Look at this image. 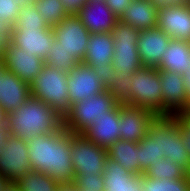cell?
<instances>
[{
  "mask_svg": "<svg viewBox=\"0 0 190 191\" xmlns=\"http://www.w3.org/2000/svg\"><path fill=\"white\" fill-rule=\"evenodd\" d=\"M108 158L118 162L123 168L131 173L142 175L139 164L138 143L117 140L108 149Z\"/></svg>",
  "mask_w": 190,
  "mask_h": 191,
  "instance_id": "obj_25",
  "label": "cell"
},
{
  "mask_svg": "<svg viewBox=\"0 0 190 191\" xmlns=\"http://www.w3.org/2000/svg\"><path fill=\"white\" fill-rule=\"evenodd\" d=\"M10 41L23 51L35 54L44 61L54 43L52 28H13Z\"/></svg>",
  "mask_w": 190,
  "mask_h": 191,
  "instance_id": "obj_16",
  "label": "cell"
},
{
  "mask_svg": "<svg viewBox=\"0 0 190 191\" xmlns=\"http://www.w3.org/2000/svg\"><path fill=\"white\" fill-rule=\"evenodd\" d=\"M143 191H190V175L182 179H154L142 174Z\"/></svg>",
  "mask_w": 190,
  "mask_h": 191,
  "instance_id": "obj_30",
  "label": "cell"
},
{
  "mask_svg": "<svg viewBox=\"0 0 190 191\" xmlns=\"http://www.w3.org/2000/svg\"><path fill=\"white\" fill-rule=\"evenodd\" d=\"M21 7L22 4L17 0H0V32L5 33L10 39Z\"/></svg>",
  "mask_w": 190,
  "mask_h": 191,
  "instance_id": "obj_32",
  "label": "cell"
},
{
  "mask_svg": "<svg viewBox=\"0 0 190 191\" xmlns=\"http://www.w3.org/2000/svg\"><path fill=\"white\" fill-rule=\"evenodd\" d=\"M111 35L114 41L111 64L116 73L131 76L137 70L143 68L137 45L140 30L118 20L111 31Z\"/></svg>",
  "mask_w": 190,
  "mask_h": 191,
  "instance_id": "obj_5",
  "label": "cell"
},
{
  "mask_svg": "<svg viewBox=\"0 0 190 191\" xmlns=\"http://www.w3.org/2000/svg\"><path fill=\"white\" fill-rule=\"evenodd\" d=\"M155 117L154 113L143 107L120 103V139L140 142L147 135L149 125Z\"/></svg>",
  "mask_w": 190,
  "mask_h": 191,
  "instance_id": "obj_14",
  "label": "cell"
},
{
  "mask_svg": "<svg viewBox=\"0 0 190 191\" xmlns=\"http://www.w3.org/2000/svg\"><path fill=\"white\" fill-rule=\"evenodd\" d=\"M52 30L54 43L45 64L68 72L84 60L90 33L76 14L68 15Z\"/></svg>",
  "mask_w": 190,
  "mask_h": 191,
  "instance_id": "obj_1",
  "label": "cell"
},
{
  "mask_svg": "<svg viewBox=\"0 0 190 191\" xmlns=\"http://www.w3.org/2000/svg\"><path fill=\"white\" fill-rule=\"evenodd\" d=\"M9 183V179L2 172H0V191L9 185Z\"/></svg>",
  "mask_w": 190,
  "mask_h": 191,
  "instance_id": "obj_45",
  "label": "cell"
},
{
  "mask_svg": "<svg viewBox=\"0 0 190 191\" xmlns=\"http://www.w3.org/2000/svg\"><path fill=\"white\" fill-rule=\"evenodd\" d=\"M11 135L7 124H0V151L5 146L8 137Z\"/></svg>",
  "mask_w": 190,
  "mask_h": 191,
  "instance_id": "obj_40",
  "label": "cell"
},
{
  "mask_svg": "<svg viewBox=\"0 0 190 191\" xmlns=\"http://www.w3.org/2000/svg\"><path fill=\"white\" fill-rule=\"evenodd\" d=\"M9 42L10 38L5 33L0 32V61H2L6 46Z\"/></svg>",
  "mask_w": 190,
  "mask_h": 191,
  "instance_id": "obj_41",
  "label": "cell"
},
{
  "mask_svg": "<svg viewBox=\"0 0 190 191\" xmlns=\"http://www.w3.org/2000/svg\"><path fill=\"white\" fill-rule=\"evenodd\" d=\"M145 176L154 179H182L187 173L172 159L162 158L156 164H152L143 173Z\"/></svg>",
  "mask_w": 190,
  "mask_h": 191,
  "instance_id": "obj_31",
  "label": "cell"
},
{
  "mask_svg": "<svg viewBox=\"0 0 190 191\" xmlns=\"http://www.w3.org/2000/svg\"><path fill=\"white\" fill-rule=\"evenodd\" d=\"M68 14H77L88 0H61Z\"/></svg>",
  "mask_w": 190,
  "mask_h": 191,
  "instance_id": "obj_39",
  "label": "cell"
},
{
  "mask_svg": "<svg viewBox=\"0 0 190 191\" xmlns=\"http://www.w3.org/2000/svg\"><path fill=\"white\" fill-rule=\"evenodd\" d=\"M120 102L106 90L69 106L63 116V127L73 134H82L95 119L114 109Z\"/></svg>",
  "mask_w": 190,
  "mask_h": 191,
  "instance_id": "obj_4",
  "label": "cell"
},
{
  "mask_svg": "<svg viewBox=\"0 0 190 191\" xmlns=\"http://www.w3.org/2000/svg\"><path fill=\"white\" fill-rule=\"evenodd\" d=\"M10 133L27 142L38 135L52 134L63 127V117L50 105L31 96L16 110L6 113Z\"/></svg>",
  "mask_w": 190,
  "mask_h": 191,
  "instance_id": "obj_2",
  "label": "cell"
},
{
  "mask_svg": "<svg viewBox=\"0 0 190 191\" xmlns=\"http://www.w3.org/2000/svg\"><path fill=\"white\" fill-rule=\"evenodd\" d=\"M183 76L188 97V103L190 105V68L184 73Z\"/></svg>",
  "mask_w": 190,
  "mask_h": 191,
  "instance_id": "obj_42",
  "label": "cell"
},
{
  "mask_svg": "<svg viewBox=\"0 0 190 191\" xmlns=\"http://www.w3.org/2000/svg\"><path fill=\"white\" fill-rule=\"evenodd\" d=\"M31 97L30 85L14 73L5 70L0 82V105L8 113Z\"/></svg>",
  "mask_w": 190,
  "mask_h": 191,
  "instance_id": "obj_20",
  "label": "cell"
},
{
  "mask_svg": "<svg viewBox=\"0 0 190 191\" xmlns=\"http://www.w3.org/2000/svg\"><path fill=\"white\" fill-rule=\"evenodd\" d=\"M120 103L103 116L95 119L93 124L82 135L98 146L109 148L120 139Z\"/></svg>",
  "mask_w": 190,
  "mask_h": 191,
  "instance_id": "obj_18",
  "label": "cell"
},
{
  "mask_svg": "<svg viewBox=\"0 0 190 191\" xmlns=\"http://www.w3.org/2000/svg\"><path fill=\"white\" fill-rule=\"evenodd\" d=\"M149 127L159 136L160 155L172 159L190 175V157L183 147L177 121L171 115L156 116Z\"/></svg>",
  "mask_w": 190,
  "mask_h": 191,
  "instance_id": "obj_7",
  "label": "cell"
},
{
  "mask_svg": "<svg viewBox=\"0 0 190 191\" xmlns=\"http://www.w3.org/2000/svg\"><path fill=\"white\" fill-rule=\"evenodd\" d=\"M189 68L190 42L172 39L157 69L184 75Z\"/></svg>",
  "mask_w": 190,
  "mask_h": 191,
  "instance_id": "obj_24",
  "label": "cell"
},
{
  "mask_svg": "<svg viewBox=\"0 0 190 191\" xmlns=\"http://www.w3.org/2000/svg\"><path fill=\"white\" fill-rule=\"evenodd\" d=\"M114 41L111 32L90 34L83 64L92 69L98 65H112Z\"/></svg>",
  "mask_w": 190,
  "mask_h": 191,
  "instance_id": "obj_23",
  "label": "cell"
},
{
  "mask_svg": "<svg viewBox=\"0 0 190 191\" xmlns=\"http://www.w3.org/2000/svg\"><path fill=\"white\" fill-rule=\"evenodd\" d=\"M2 191H21L16 183L10 182Z\"/></svg>",
  "mask_w": 190,
  "mask_h": 191,
  "instance_id": "obj_46",
  "label": "cell"
},
{
  "mask_svg": "<svg viewBox=\"0 0 190 191\" xmlns=\"http://www.w3.org/2000/svg\"><path fill=\"white\" fill-rule=\"evenodd\" d=\"M158 5L153 0H131L130 5L119 17V21L138 30L157 26Z\"/></svg>",
  "mask_w": 190,
  "mask_h": 191,
  "instance_id": "obj_22",
  "label": "cell"
},
{
  "mask_svg": "<svg viewBox=\"0 0 190 191\" xmlns=\"http://www.w3.org/2000/svg\"><path fill=\"white\" fill-rule=\"evenodd\" d=\"M69 106L106 90L95 71L83 63L68 71Z\"/></svg>",
  "mask_w": 190,
  "mask_h": 191,
  "instance_id": "obj_15",
  "label": "cell"
},
{
  "mask_svg": "<svg viewBox=\"0 0 190 191\" xmlns=\"http://www.w3.org/2000/svg\"><path fill=\"white\" fill-rule=\"evenodd\" d=\"M79 191H97V190H89V189H88V190H79Z\"/></svg>",
  "mask_w": 190,
  "mask_h": 191,
  "instance_id": "obj_50",
  "label": "cell"
},
{
  "mask_svg": "<svg viewBox=\"0 0 190 191\" xmlns=\"http://www.w3.org/2000/svg\"><path fill=\"white\" fill-rule=\"evenodd\" d=\"M76 15L90 34L111 32L119 20L105 1H88Z\"/></svg>",
  "mask_w": 190,
  "mask_h": 191,
  "instance_id": "obj_19",
  "label": "cell"
},
{
  "mask_svg": "<svg viewBox=\"0 0 190 191\" xmlns=\"http://www.w3.org/2000/svg\"><path fill=\"white\" fill-rule=\"evenodd\" d=\"M19 1L22 5H27V4H33L35 0H17Z\"/></svg>",
  "mask_w": 190,
  "mask_h": 191,
  "instance_id": "obj_48",
  "label": "cell"
},
{
  "mask_svg": "<svg viewBox=\"0 0 190 191\" xmlns=\"http://www.w3.org/2000/svg\"><path fill=\"white\" fill-rule=\"evenodd\" d=\"M107 148L87 140L82 134L71 133V159L75 175H103Z\"/></svg>",
  "mask_w": 190,
  "mask_h": 191,
  "instance_id": "obj_8",
  "label": "cell"
},
{
  "mask_svg": "<svg viewBox=\"0 0 190 191\" xmlns=\"http://www.w3.org/2000/svg\"><path fill=\"white\" fill-rule=\"evenodd\" d=\"M29 160L32 171L47 174L50 167L51 134H42L28 142Z\"/></svg>",
  "mask_w": 190,
  "mask_h": 191,
  "instance_id": "obj_26",
  "label": "cell"
},
{
  "mask_svg": "<svg viewBox=\"0 0 190 191\" xmlns=\"http://www.w3.org/2000/svg\"><path fill=\"white\" fill-rule=\"evenodd\" d=\"M4 71H5L4 65H3L2 61H0V82H1V76H2Z\"/></svg>",
  "mask_w": 190,
  "mask_h": 191,
  "instance_id": "obj_49",
  "label": "cell"
},
{
  "mask_svg": "<svg viewBox=\"0 0 190 191\" xmlns=\"http://www.w3.org/2000/svg\"><path fill=\"white\" fill-rule=\"evenodd\" d=\"M103 180L104 191H143L142 175L131 173L110 158L106 159Z\"/></svg>",
  "mask_w": 190,
  "mask_h": 191,
  "instance_id": "obj_21",
  "label": "cell"
},
{
  "mask_svg": "<svg viewBox=\"0 0 190 191\" xmlns=\"http://www.w3.org/2000/svg\"><path fill=\"white\" fill-rule=\"evenodd\" d=\"M73 183L79 190L104 191L103 175H75Z\"/></svg>",
  "mask_w": 190,
  "mask_h": 191,
  "instance_id": "obj_35",
  "label": "cell"
},
{
  "mask_svg": "<svg viewBox=\"0 0 190 191\" xmlns=\"http://www.w3.org/2000/svg\"><path fill=\"white\" fill-rule=\"evenodd\" d=\"M33 5L40 16L43 17L46 25L51 28L69 15L61 0H35Z\"/></svg>",
  "mask_w": 190,
  "mask_h": 191,
  "instance_id": "obj_28",
  "label": "cell"
},
{
  "mask_svg": "<svg viewBox=\"0 0 190 191\" xmlns=\"http://www.w3.org/2000/svg\"><path fill=\"white\" fill-rule=\"evenodd\" d=\"M60 184L74 181L71 159V132L62 127L51 134V156L49 172L46 174Z\"/></svg>",
  "mask_w": 190,
  "mask_h": 191,
  "instance_id": "obj_9",
  "label": "cell"
},
{
  "mask_svg": "<svg viewBox=\"0 0 190 191\" xmlns=\"http://www.w3.org/2000/svg\"><path fill=\"white\" fill-rule=\"evenodd\" d=\"M4 69L14 73L22 81L29 85L35 77L42 71L45 61L35 54L21 50L11 41L6 46L2 58Z\"/></svg>",
  "mask_w": 190,
  "mask_h": 191,
  "instance_id": "obj_12",
  "label": "cell"
},
{
  "mask_svg": "<svg viewBox=\"0 0 190 191\" xmlns=\"http://www.w3.org/2000/svg\"><path fill=\"white\" fill-rule=\"evenodd\" d=\"M58 191H79V189L73 182H71L60 184Z\"/></svg>",
  "mask_w": 190,
  "mask_h": 191,
  "instance_id": "obj_43",
  "label": "cell"
},
{
  "mask_svg": "<svg viewBox=\"0 0 190 191\" xmlns=\"http://www.w3.org/2000/svg\"><path fill=\"white\" fill-rule=\"evenodd\" d=\"M28 154V142L11 134L0 151V172L17 182L32 171Z\"/></svg>",
  "mask_w": 190,
  "mask_h": 191,
  "instance_id": "obj_10",
  "label": "cell"
},
{
  "mask_svg": "<svg viewBox=\"0 0 190 191\" xmlns=\"http://www.w3.org/2000/svg\"><path fill=\"white\" fill-rule=\"evenodd\" d=\"M155 3H157L158 6L160 5H167V4H179V3H187L190 2V0H153Z\"/></svg>",
  "mask_w": 190,
  "mask_h": 191,
  "instance_id": "obj_44",
  "label": "cell"
},
{
  "mask_svg": "<svg viewBox=\"0 0 190 191\" xmlns=\"http://www.w3.org/2000/svg\"><path fill=\"white\" fill-rule=\"evenodd\" d=\"M0 124H6V112L0 105Z\"/></svg>",
  "mask_w": 190,
  "mask_h": 191,
  "instance_id": "obj_47",
  "label": "cell"
},
{
  "mask_svg": "<svg viewBox=\"0 0 190 191\" xmlns=\"http://www.w3.org/2000/svg\"><path fill=\"white\" fill-rule=\"evenodd\" d=\"M139 164L144 173L152 164L164 158L160 155L159 136L149 127L147 135L138 142Z\"/></svg>",
  "mask_w": 190,
  "mask_h": 191,
  "instance_id": "obj_27",
  "label": "cell"
},
{
  "mask_svg": "<svg viewBox=\"0 0 190 191\" xmlns=\"http://www.w3.org/2000/svg\"><path fill=\"white\" fill-rule=\"evenodd\" d=\"M130 105L143 107L156 116H163L160 72L157 68L143 67L131 75Z\"/></svg>",
  "mask_w": 190,
  "mask_h": 191,
  "instance_id": "obj_6",
  "label": "cell"
},
{
  "mask_svg": "<svg viewBox=\"0 0 190 191\" xmlns=\"http://www.w3.org/2000/svg\"><path fill=\"white\" fill-rule=\"evenodd\" d=\"M112 12L119 18L130 5L131 0H105Z\"/></svg>",
  "mask_w": 190,
  "mask_h": 191,
  "instance_id": "obj_38",
  "label": "cell"
},
{
  "mask_svg": "<svg viewBox=\"0 0 190 191\" xmlns=\"http://www.w3.org/2000/svg\"><path fill=\"white\" fill-rule=\"evenodd\" d=\"M157 27L172 39L190 42V2L158 6Z\"/></svg>",
  "mask_w": 190,
  "mask_h": 191,
  "instance_id": "obj_11",
  "label": "cell"
},
{
  "mask_svg": "<svg viewBox=\"0 0 190 191\" xmlns=\"http://www.w3.org/2000/svg\"><path fill=\"white\" fill-rule=\"evenodd\" d=\"M172 38L157 26L140 30L138 54L144 67L158 68Z\"/></svg>",
  "mask_w": 190,
  "mask_h": 191,
  "instance_id": "obj_17",
  "label": "cell"
},
{
  "mask_svg": "<svg viewBox=\"0 0 190 191\" xmlns=\"http://www.w3.org/2000/svg\"><path fill=\"white\" fill-rule=\"evenodd\" d=\"M160 72V83L163 100V116H169L190 110L188 97L182 74L162 71Z\"/></svg>",
  "mask_w": 190,
  "mask_h": 191,
  "instance_id": "obj_13",
  "label": "cell"
},
{
  "mask_svg": "<svg viewBox=\"0 0 190 191\" xmlns=\"http://www.w3.org/2000/svg\"><path fill=\"white\" fill-rule=\"evenodd\" d=\"M31 96L50 105L62 117L69 110L68 72L44 65L30 84Z\"/></svg>",
  "mask_w": 190,
  "mask_h": 191,
  "instance_id": "obj_3",
  "label": "cell"
},
{
  "mask_svg": "<svg viewBox=\"0 0 190 191\" xmlns=\"http://www.w3.org/2000/svg\"><path fill=\"white\" fill-rule=\"evenodd\" d=\"M13 28H50L33 4L22 5Z\"/></svg>",
  "mask_w": 190,
  "mask_h": 191,
  "instance_id": "obj_34",
  "label": "cell"
},
{
  "mask_svg": "<svg viewBox=\"0 0 190 191\" xmlns=\"http://www.w3.org/2000/svg\"><path fill=\"white\" fill-rule=\"evenodd\" d=\"M88 1H105V0H88Z\"/></svg>",
  "mask_w": 190,
  "mask_h": 191,
  "instance_id": "obj_51",
  "label": "cell"
},
{
  "mask_svg": "<svg viewBox=\"0 0 190 191\" xmlns=\"http://www.w3.org/2000/svg\"><path fill=\"white\" fill-rule=\"evenodd\" d=\"M96 76L103 82L105 87L112 82L113 77L116 75L115 69L112 65H98L93 68Z\"/></svg>",
  "mask_w": 190,
  "mask_h": 191,
  "instance_id": "obj_37",
  "label": "cell"
},
{
  "mask_svg": "<svg viewBox=\"0 0 190 191\" xmlns=\"http://www.w3.org/2000/svg\"><path fill=\"white\" fill-rule=\"evenodd\" d=\"M178 124L181 132V141L190 157V110L171 115Z\"/></svg>",
  "mask_w": 190,
  "mask_h": 191,
  "instance_id": "obj_36",
  "label": "cell"
},
{
  "mask_svg": "<svg viewBox=\"0 0 190 191\" xmlns=\"http://www.w3.org/2000/svg\"><path fill=\"white\" fill-rule=\"evenodd\" d=\"M132 86L131 76L116 73L112 82L106 86V91L120 103L130 105V87Z\"/></svg>",
  "mask_w": 190,
  "mask_h": 191,
  "instance_id": "obj_33",
  "label": "cell"
},
{
  "mask_svg": "<svg viewBox=\"0 0 190 191\" xmlns=\"http://www.w3.org/2000/svg\"><path fill=\"white\" fill-rule=\"evenodd\" d=\"M15 183L21 191H58L60 186V183L38 171H31Z\"/></svg>",
  "mask_w": 190,
  "mask_h": 191,
  "instance_id": "obj_29",
  "label": "cell"
}]
</instances>
